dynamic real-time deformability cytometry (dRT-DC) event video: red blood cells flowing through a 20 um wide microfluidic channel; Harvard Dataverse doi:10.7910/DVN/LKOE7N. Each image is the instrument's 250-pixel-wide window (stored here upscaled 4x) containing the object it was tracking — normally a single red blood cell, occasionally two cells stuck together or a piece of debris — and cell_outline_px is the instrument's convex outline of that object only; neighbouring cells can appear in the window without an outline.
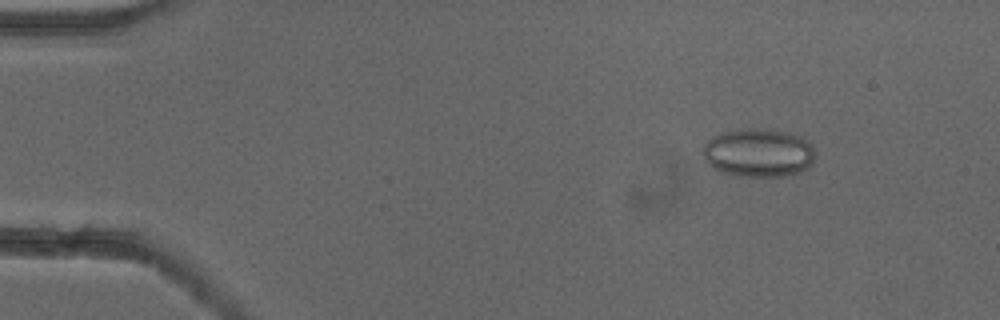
{"species": "common noctule bat (a hibernating species)", "species_latin": "Nyctalus noctula", "temperature_condition": "cold", "stored_images_in_passage": 53, "camera_frame_rate_fps": 3000, "um_per_image_px": 0.085, "animal": {"sex": "female"}, "frame": {"image": 1, "passage_image": 7, "time_ms": 2.0, "image_size_px": [1000, 320], "cell_outline_px": [[816, 156], [812, 164], [808, 168], [800, 172], [780, 176], [736, 176], [720, 172], [712, 168], [704, 160], [704, 144], [712, 136], [724, 132], [752, 128], [756, 128], [788, 132], [800, 136], [808, 140], [812, 144]], "centroid_in_image_um": [64.49, 13.0], "position_along_channel_um": 20.5, "area_um2": 31.96}}
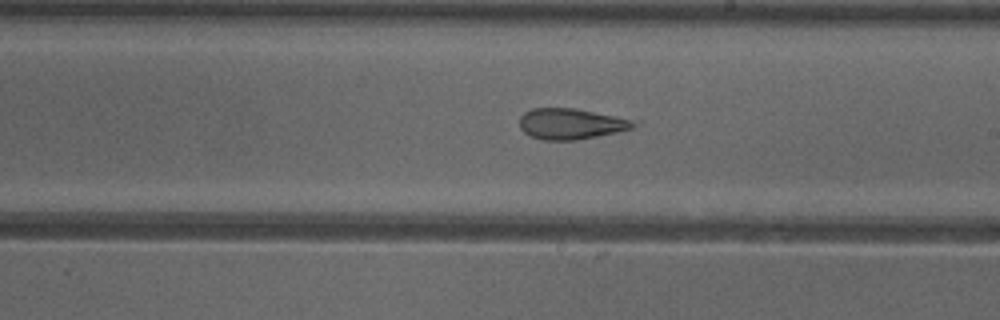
{"frame": {"image": 2, "passage_image": 31, "time_ms": 10.0, "image_size_px": [1000, 320], "cell_outline_px": [[640, 124], [632, 128], [616, 132], [576, 140], [544, 140], [528, 136], [520, 128], [520, 116], [524, 112], [532, 108], [576, 108], [616, 116], [632, 120]], "centroid_in_image_um": [48.5, 10.52], "position_along_channel_um": 240.5, "area_um2": 20.52}}
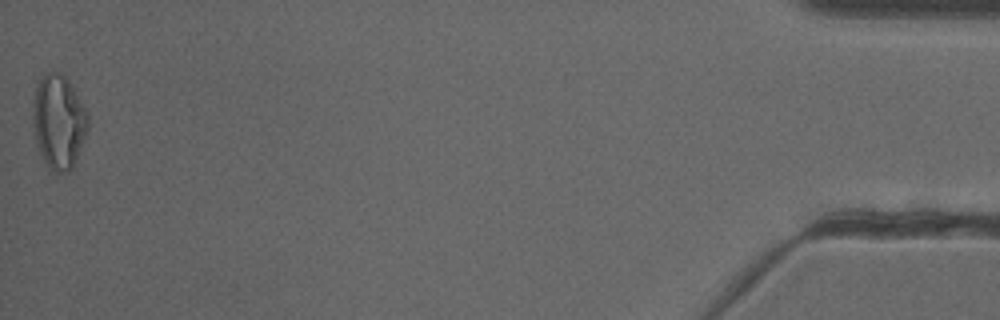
{"frame": {"image": 3, "passage_image": 53, "time_ms": 17.333, "image_size_px": [1000, 320], "cell_outline_px": [[88, 132], [72, 168], [68, 172], [48, 172], [40, 152], [36, 140], [36, 88], [44, 72], [60, 72], [68, 80], [84, 108], [88, 116]], "centroid_in_image_um": [5.04, 10.41], "position_along_channel_um": 430.2, "area_um2": 29.25}, "authors_computed_cell_mechanics": {"area_um2": 25.2008, "velocity_mm_per_s": 3.9109, "shape_relaxation_time_tau1_ms": null, "shape_relaxation_time_tau2_ms": 3.1251, "deformation_change_tau1": null, "deformation_change_tau2": 0.128}}